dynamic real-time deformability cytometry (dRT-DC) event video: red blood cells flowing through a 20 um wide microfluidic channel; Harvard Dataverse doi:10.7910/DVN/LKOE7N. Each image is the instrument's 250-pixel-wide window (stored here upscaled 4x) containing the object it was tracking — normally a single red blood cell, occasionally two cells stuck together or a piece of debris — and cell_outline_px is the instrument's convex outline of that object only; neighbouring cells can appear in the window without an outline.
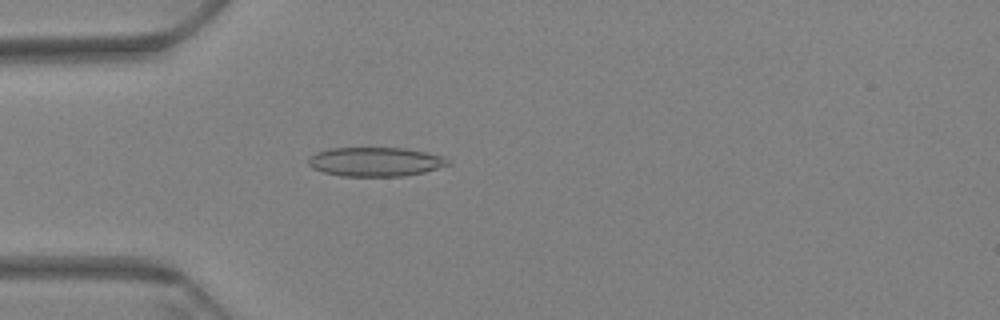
{"species": "Egyptian fruit bat (a non-hibernating species)", "species_latin": "Rousettus aegyptiacus", "temperature_condition": "warm", "stored_images_in_passage": 63, "camera_frame_rate_fps": 3000, "um_per_image_px": 0.085, "animal": {"sex": "female"}, "frame": {"image": 1, "passage_image": 19, "time_ms": 6.0, "image_size_px": [1000, 320], "cell_outline_px": [[452, 164], [424, 172], [404, 176], [340, 176], [324, 172], [312, 168], [308, 164], [308, 156], [316, 152], [332, 148], [404, 148], [444, 156], [452, 160]], "centroid_in_image_um": [31.93, 13.75], "position_along_channel_um": 53.1, "area_um2": 23.87}}
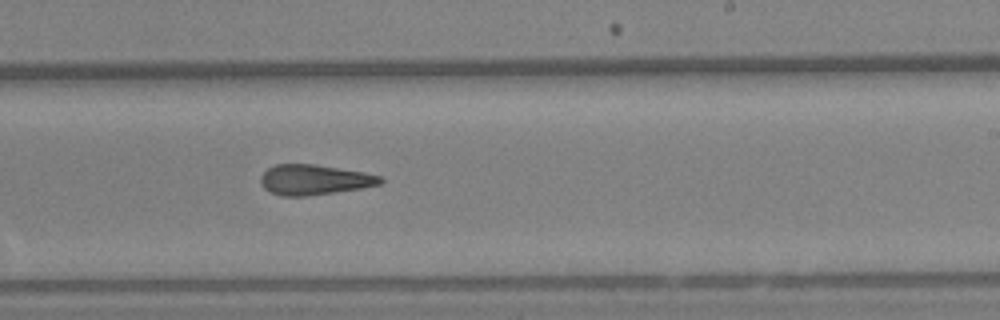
{"frame": {"image": 2, "passage_image": 39, "time_ms": 12.667, "image_size_px": [1000, 320], "cell_outline_px": [[384, 180], [380, 184], [360, 188], [304, 196], [284, 196], [272, 192], [264, 188], [260, 180], [260, 176], [268, 168], [276, 164], [316, 164], [364, 172], [380, 176]], "centroid_in_image_um": [26.7, 15.26], "position_along_channel_um": 262.3, "area_um2": 20.81}}
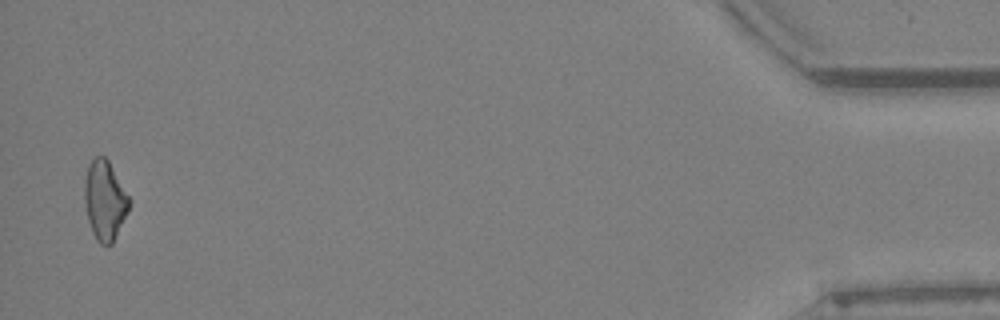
{"frame": {"image": 3, "passage_image": 62, "time_ms": 20.333, "image_size_px": [1000, 320], "cell_outline_px": [[132, 200], [128, 212], [112, 244], [100, 244], [96, 240], [92, 232], [88, 220], [84, 200], [84, 180], [88, 164], [96, 156], [104, 156], [108, 160]], "centroid_in_image_um": [8.91, 17.02], "position_along_channel_um": 426.3, "area_um2": 20.87}, "authors_computed_cell_mechanics": {"area_um2": 21.4438, "velocity_mm_per_s": 3.2723, "shape_relaxation_time_tau1_ms": null, "shape_relaxation_time_tau2_ms": 5.4267, "deformation_change_tau1": null, "deformation_change_tau2": 0.1484}}